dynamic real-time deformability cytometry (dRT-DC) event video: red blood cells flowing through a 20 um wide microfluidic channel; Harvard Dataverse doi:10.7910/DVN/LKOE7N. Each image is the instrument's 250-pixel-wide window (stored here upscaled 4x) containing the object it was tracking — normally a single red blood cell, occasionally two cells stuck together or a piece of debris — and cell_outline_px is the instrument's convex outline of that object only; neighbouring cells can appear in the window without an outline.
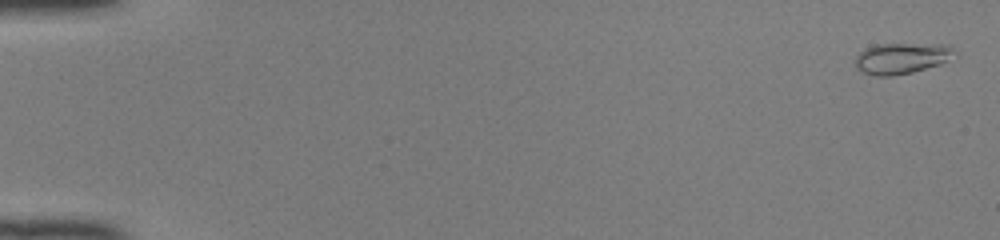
{"species": "common noctule bat (a hibernating species)", "species_latin": "Nyctalus noctula", "temperature_condition": "room temperature", "stored_images_in_passage": 50, "camera_frame_rate_fps": 3000, "um_per_image_px": 0.085, "animal": {"sex": "female", "body_mass_g": 22.0, "forearm_length_mm": 56.7}, "frame": {"image": 1, "passage_image": 2, "time_ms": 0.333, "image_size_px": [1000, 240], "cell_outline_px": [[956, 52], [940, 64], [912, 72], [892, 76], [876, 76], [860, 72], [856, 68], [856, 56], [864, 48], [872, 44], [948, 44]], "centroid_in_image_um": [76.57, 4.95], "position_along_channel_um": 8.4, "area_um2": 17.92}}
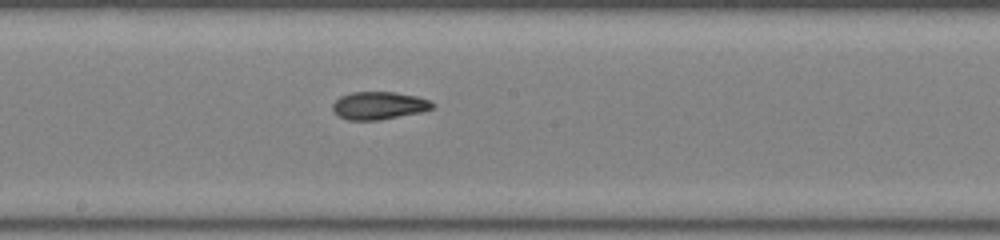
{"frame": {"image": 2, "passage_image": 29, "time_ms": 9.333, "image_size_px": [1000, 240], "cell_outline_px": [[436, 104], [432, 108], [420, 112], [376, 120], [348, 120], [340, 116], [332, 108], [332, 104], [340, 96], [352, 92], [396, 92], [416, 96], [428, 100]], "centroid_in_image_um": [32.2, 8.96], "position_along_channel_um": 216.0, "area_um2": 15.9}}
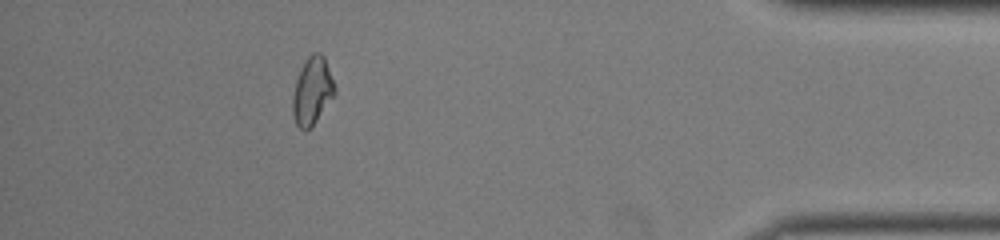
{"frame": {"image": 3, "passage_image": 46, "time_ms": 15.0, "image_size_px": [1000, 240], "cell_outline_px": [[336, 92], [316, 120], [304, 132], [296, 124], [292, 112], [292, 96], [296, 80], [300, 68], [304, 60], [312, 52], [320, 52], [324, 56], [336, 88]], "centroid_in_image_um": [26.52, 7.69], "position_along_channel_um": 408.7, "area_um2": 16.47}, "authors_computed_cell_mechanics": {"area_um2": 16.2418, "velocity_mm_per_s": 4.1408, "shape_relaxation_time_tau1_ms": 6.7677, "shape_relaxation_time_tau2_ms": 1.9555, "deformation_change_tau1": 0.1718, "deformation_change_tau2": 0.0518}}